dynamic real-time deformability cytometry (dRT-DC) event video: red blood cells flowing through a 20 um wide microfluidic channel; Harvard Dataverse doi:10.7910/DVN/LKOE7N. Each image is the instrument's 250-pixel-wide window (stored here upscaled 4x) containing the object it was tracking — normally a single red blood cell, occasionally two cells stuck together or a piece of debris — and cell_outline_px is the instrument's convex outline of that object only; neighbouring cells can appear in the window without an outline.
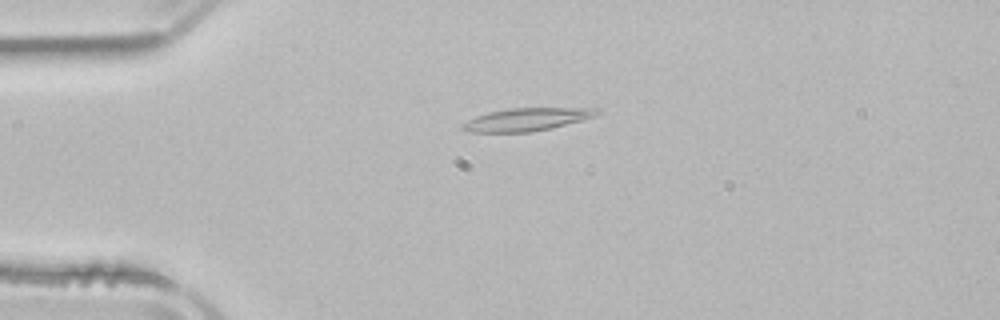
{"species": "common noctule bat (a hibernating species)", "species_latin": "Nyctalus noctula", "temperature_condition": "room temperature", "stored_images_in_passage": 4, "camera_frame_rate_fps": 3000, "um_per_image_px": 0.085, "animal": {"sex": "male", "body_mass_g": 21.5, "forearm_length_mm": 52.0}, "frame": {"image": 1, "passage_image": 3, "time_ms": 2.667, "image_size_px": [1000, 320], "cell_outline_px": [[604, 112], [596, 116], [532, 132], [468, 132], [460, 128], [460, 124], [476, 116], [488, 112], [508, 108], [600, 108]], "centroid_in_image_um": [44.76, 10.14], "position_along_channel_um": 40.2, "area_um2": 17.86}}